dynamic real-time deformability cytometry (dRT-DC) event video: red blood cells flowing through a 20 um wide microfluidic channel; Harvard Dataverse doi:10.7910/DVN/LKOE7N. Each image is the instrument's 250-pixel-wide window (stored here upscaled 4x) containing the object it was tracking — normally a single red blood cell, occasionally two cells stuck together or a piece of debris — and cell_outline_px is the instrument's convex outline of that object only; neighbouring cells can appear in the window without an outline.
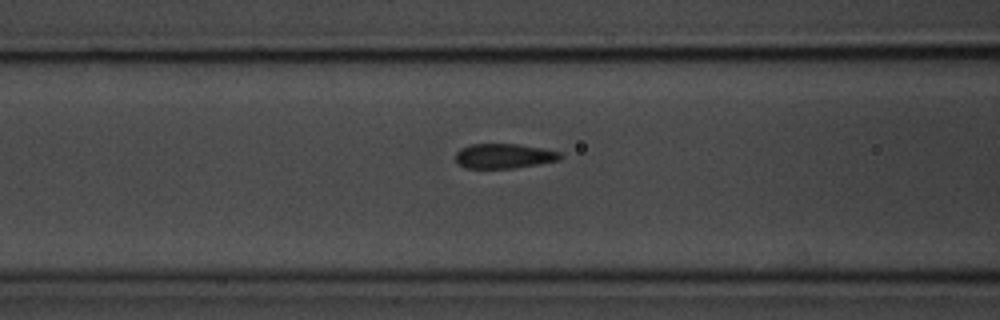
{"species": "common noctule bat (a hibernating species)", "species_latin": "Nyctalus noctula", "temperature_condition": "room temperature", "stored_images_in_passage": 18, "camera_frame_rate_fps": 3000, "um_per_image_px": 0.085, "animal": {"sex": "male", "body_mass_g": 20.1, "forearm_length_mm": 53.5}, "frame": {"image": 1, "passage_image": 16, "time_ms": 5.0, "image_size_px": [1000, 320], "cell_outline_px": [[564, 156], [560, 160], [516, 168], [464, 168], [456, 160], [456, 152], [460, 148], [472, 144], [516, 144], [540, 148], [560, 152]], "centroid_in_image_um": [42.85, 13.26], "position_along_channel_um": 123.8, "area_um2": 15.09}}